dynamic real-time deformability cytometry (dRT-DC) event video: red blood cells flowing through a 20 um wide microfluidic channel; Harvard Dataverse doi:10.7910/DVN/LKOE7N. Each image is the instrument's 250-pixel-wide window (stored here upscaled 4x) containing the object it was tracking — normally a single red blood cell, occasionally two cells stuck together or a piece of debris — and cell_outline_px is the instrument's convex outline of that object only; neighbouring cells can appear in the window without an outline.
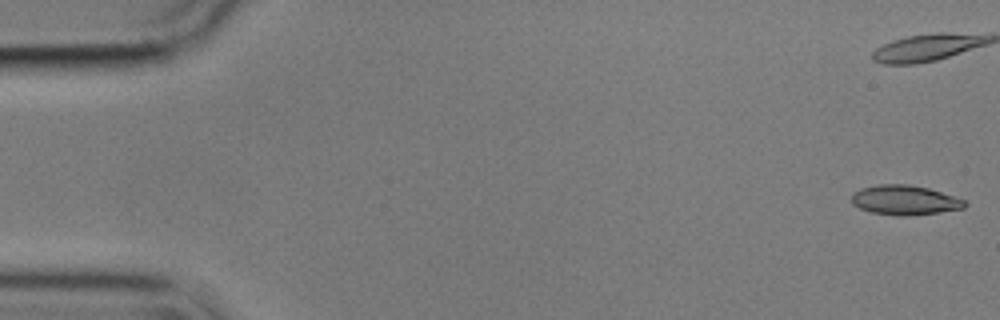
{"species": "common noctule bat (a hibernating species)", "species_latin": "Nyctalus noctula", "temperature_condition": "cold", "stored_images_in_passage": 19, "camera_frame_rate_fps": 3000, "um_per_image_px": 0.085, "animal": {"sex": "male", "body_mass_g": 17.9}, "frame": {"image": 1, "passage_image": 1, "time_ms": 0.0, "image_size_px": [1000, 320], "cell_outline_px": [[968, 204], [964, 208], [940, 212], [908, 216], [896, 216], [872, 212], [860, 208], [852, 204], [852, 192], [860, 188], [880, 184], [908, 184], [928, 188], [964, 200]], "centroid_in_image_um": [76.87, 17.01], "position_along_channel_um": 8.1, "area_um2": 19.54}}